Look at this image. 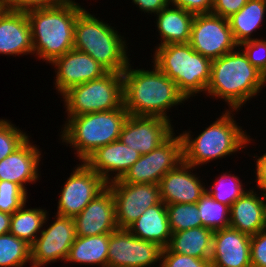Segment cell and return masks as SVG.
<instances>
[{
	"label": "cell",
	"mask_w": 266,
	"mask_h": 267,
	"mask_svg": "<svg viewBox=\"0 0 266 267\" xmlns=\"http://www.w3.org/2000/svg\"><path fill=\"white\" fill-rule=\"evenodd\" d=\"M221 176L215 179V183L206 187V191L218 202L231 207V205L240 198L248 189L240 178L229 171L222 172ZM232 174V175H231ZM246 189V190H245Z\"/></svg>",
	"instance_id": "obj_32"
},
{
	"label": "cell",
	"mask_w": 266,
	"mask_h": 267,
	"mask_svg": "<svg viewBox=\"0 0 266 267\" xmlns=\"http://www.w3.org/2000/svg\"><path fill=\"white\" fill-rule=\"evenodd\" d=\"M76 236L111 234L118 229L114 196L107 186L74 218Z\"/></svg>",
	"instance_id": "obj_18"
},
{
	"label": "cell",
	"mask_w": 266,
	"mask_h": 267,
	"mask_svg": "<svg viewBox=\"0 0 266 267\" xmlns=\"http://www.w3.org/2000/svg\"><path fill=\"white\" fill-rule=\"evenodd\" d=\"M154 16H156L155 27L161 37L159 38L161 42L156 47L189 43L194 14L180 7L168 5Z\"/></svg>",
	"instance_id": "obj_25"
},
{
	"label": "cell",
	"mask_w": 266,
	"mask_h": 267,
	"mask_svg": "<svg viewBox=\"0 0 266 267\" xmlns=\"http://www.w3.org/2000/svg\"><path fill=\"white\" fill-rule=\"evenodd\" d=\"M194 169L198 168L182 161L161 178L158 184L160 198L166 205L193 204L199 201L206 191V185L201 181L203 178H200V175L198 177L196 173H193Z\"/></svg>",
	"instance_id": "obj_17"
},
{
	"label": "cell",
	"mask_w": 266,
	"mask_h": 267,
	"mask_svg": "<svg viewBox=\"0 0 266 267\" xmlns=\"http://www.w3.org/2000/svg\"><path fill=\"white\" fill-rule=\"evenodd\" d=\"M10 121L0 119V161L12 154L30 137Z\"/></svg>",
	"instance_id": "obj_34"
},
{
	"label": "cell",
	"mask_w": 266,
	"mask_h": 267,
	"mask_svg": "<svg viewBox=\"0 0 266 267\" xmlns=\"http://www.w3.org/2000/svg\"><path fill=\"white\" fill-rule=\"evenodd\" d=\"M169 5L185 9L194 15L211 13L213 0H169Z\"/></svg>",
	"instance_id": "obj_41"
},
{
	"label": "cell",
	"mask_w": 266,
	"mask_h": 267,
	"mask_svg": "<svg viewBox=\"0 0 266 267\" xmlns=\"http://www.w3.org/2000/svg\"><path fill=\"white\" fill-rule=\"evenodd\" d=\"M127 229L137 238L154 242L164 249L172 236L166 204L161 200L149 207Z\"/></svg>",
	"instance_id": "obj_24"
},
{
	"label": "cell",
	"mask_w": 266,
	"mask_h": 267,
	"mask_svg": "<svg viewBox=\"0 0 266 267\" xmlns=\"http://www.w3.org/2000/svg\"><path fill=\"white\" fill-rule=\"evenodd\" d=\"M152 63L173 80L188 101L205 94L210 81L211 60L196 52L189 43L155 47Z\"/></svg>",
	"instance_id": "obj_7"
},
{
	"label": "cell",
	"mask_w": 266,
	"mask_h": 267,
	"mask_svg": "<svg viewBox=\"0 0 266 267\" xmlns=\"http://www.w3.org/2000/svg\"><path fill=\"white\" fill-rule=\"evenodd\" d=\"M31 263L30 245L10 232L0 235V267H24Z\"/></svg>",
	"instance_id": "obj_31"
},
{
	"label": "cell",
	"mask_w": 266,
	"mask_h": 267,
	"mask_svg": "<svg viewBox=\"0 0 266 267\" xmlns=\"http://www.w3.org/2000/svg\"><path fill=\"white\" fill-rule=\"evenodd\" d=\"M5 9L27 12L32 9L53 7L63 0H1Z\"/></svg>",
	"instance_id": "obj_39"
},
{
	"label": "cell",
	"mask_w": 266,
	"mask_h": 267,
	"mask_svg": "<svg viewBox=\"0 0 266 267\" xmlns=\"http://www.w3.org/2000/svg\"><path fill=\"white\" fill-rule=\"evenodd\" d=\"M213 234V230L202 226L174 232L167 248L178 254H186L198 259H210Z\"/></svg>",
	"instance_id": "obj_26"
},
{
	"label": "cell",
	"mask_w": 266,
	"mask_h": 267,
	"mask_svg": "<svg viewBox=\"0 0 266 267\" xmlns=\"http://www.w3.org/2000/svg\"><path fill=\"white\" fill-rule=\"evenodd\" d=\"M109 234L76 236L65 262L107 267Z\"/></svg>",
	"instance_id": "obj_27"
},
{
	"label": "cell",
	"mask_w": 266,
	"mask_h": 267,
	"mask_svg": "<svg viewBox=\"0 0 266 267\" xmlns=\"http://www.w3.org/2000/svg\"><path fill=\"white\" fill-rule=\"evenodd\" d=\"M266 86V77L248 60L238 46L235 50L212 60L206 95L223 99L228 110H240ZM242 106V107H241Z\"/></svg>",
	"instance_id": "obj_2"
},
{
	"label": "cell",
	"mask_w": 266,
	"mask_h": 267,
	"mask_svg": "<svg viewBox=\"0 0 266 267\" xmlns=\"http://www.w3.org/2000/svg\"><path fill=\"white\" fill-rule=\"evenodd\" d=\"M80 163L75 166L60 189L55 214L74 218L108 185L84 162Z\"/></svg>",
	"instance_id": "obj_11"
},
{
	"label": "cell",
	"mask_w": 266,
	"mask_h": 267,
	"mask_svg": "<svg viewBox=\"0 0 266 267\" xmlns=\"http://www.w3.org/2000/svg\"><path fill=\"white\" fill-rule=\"evenodd\" d=\"M131 65L129 63L122 73L125 110L133 116L160 117L172 121L170 114L167 115L169 110L186 101L176 83L154 63L151 70L134 69Z\"/></svg>",
	"instance_id": "obj_1"
},
{
	"label": "cell",
	"mask_w": 266,
	"mask_h": 267,
	"mask_svg": "<svg viewBox=\"0 0 266 267\" xmlns=\"http://www.w3.org/2000/svg\"><path fill=\"white\" fill-rule=\"evenodd\" d=\"M210 259H198L186 254L171 252L167 247L162 250L160 267H210Z\"/></svg>",
	"instance_id": "obj_37"
},
{
	"label": "cell",
	"mask_w": 266,
	"mask_h": 267,
	"mask_svg": "<svg viewBox=\"0 0 266 267\" xmlns=\"http://www.w3.org/2000/svg\"><path fill=\"white\" fill-rule=\"evenodd\" d=\"M163 248L134 236L128 229L109 234L107 267H154L161 264ZM159 261V262H158Z\"/></svg>",
	"instance_id": "obj_14"
},
{
	"label": "cell",
	"mask_w": 266,
	"mask_h": 267,
	"mask_svg": "<svg viewBox=\"0 0 266 267\" xmlns=\"http://www.w3.org/2000/svg\"><path fill=\"white\" fill-rule=\"evenodd\" d=\"M0 54L33 55L31 27L26 12L4 9L0 13Z\"/></svg>",
	"instance_id": "obj_22"
},
{
	"label": "cell",
	"mask_w": 266,
	"mask_h": 267,
	"mask_svg": "<svg viewBox=\"0 0 266 267\" xmlns=\"http://www.w3.org/2000/svg\"><path fill=\"white\" fill-rule=\"evenodd\" d=\"M26 205L11 215L10 233L31 246L42 231L48 211L41 207L27 208Z\"/></svg>",
	"instance_id": "obj_29"
},
{
	"label": "cell",
	"mask_w": 266,
	"mask_h": 267,
	"mask_svg": "<svg viewBox=\"0 0 266 267\" xmlns=\"http://www.w3.org/2000/svg\"><path fill=\"white\" fill-rule=\"evenodd\" d=\"M115 29L84 9L75 21L74 48L90 55L108 72L123 73L131 61L129 48Z\"/></svg>",
	"instance_id": "obj_5"
},
{
	"label": "cell",
	"mask_w": 266,
	"mask_h": 267,
	"mask_svg": "<svg viewBox=\"0 0 266 267\" xmlns=\"http://www.w3.org/2000/svg\"><path fill=\"white\" fill-rule=\"evenodd\" d=\"M189 44L211 61L239 46L234 40L228 19L212 13L194 16Z\"/></svg>",
	"instance_id": "obj_10"
},
{
	"label": "cell",
	"mask_w": 266,
	"mask_h": 267,
	"mask_svg": "<svg viewBox=\"0 0 266 267\" xmlns=\"http://www.w3.org/2000/svg\"><path fill=\"white\" fill-rule=\"evenodd\" d=\"M257 157V158H256ZM255 167L256 172L255 173V182L257 183V189L263 193L266 194V153L261 155L260 157L254 154Z\"/></svg>",
	"instance_id": "obj_42"
},
{
	"label": "cell",
	"mask_w": 266,
	"mask_h": 267,
	"mask_svg": "<svg viewBox=\"0 0 266 267\" xmlns=\"http://www.w3.org/2000/svg\"><path fill=\"white\" fill-rule=\"evenodd\" d=\"M61 96L66 120L72 116L120 108L123 105L122 73L107 72L97 79L69 88Z\"/></svg>",
	"instance_id": "obj_8"
},
{
	"label": "cell",
	"mask_w": 266,
	"mask_h": 267,
	"mask_svg": "<svg viewBox=\"0 0 266 267\" xmlns=\"http://www.w3.org/2000/svg\"><path fill=\"white\" fill-rule=\"evenodd\" d=\"M28 193L17 183L0 180V211L12 215L27 203Z\"/></svg>",
	"instance_id": "obj_35"
},
{
	"label": "cell",
	"mask_w": 266,
	"mask_h": 267,
	"mask_svg": "<svg viewBox=\"0 0 266 267\" xmlns=\"http://www.w3.org/2000/svg\"><path fill=\"white\" fill-rule=\"evenodd\" d=\"M173 132L151 152L141 155L121 180L125 183L159 184L161 178L183 161V140Z\"/></svg>",
	"instance_id": "obj_9"
},
{
	"label": "cell",
	"mask_w": 266,
	"mask_h": 267,
	"mask_svg": "<svg viewBox=\"0 0 266 267\" xmlns=\"http://www.w3.org/2000/svg\"><path fill=\"white\" fill-rule=\"evenodd\" d=\"M140 11L149 14H157L169 5V0H132Z\"/></svg>",
	"instance_id": "obj_43"
},
{
	"label": "cell",
	"mask_w": 266,
	"mask_h": 267,
	"mask_svg": "<svg viewBox=\"0 0 266 267\" xmlns=\"http://www.w3.org/2000/svg\"><path fill=\"white\" fill-rule=\"evenodd\" d=\"M49 212L43 229L30 246L31 263L43 266L57 261H66L70 247L76 238L75 222L71 217L56 214L55 221L47 225ZM47 225V226H45Z\"/></svg>",
	"instance_id": "obj_13"
},
{
	"label": "cell",
	"mask_w": 266,
	"mask_h": 267,
	"mask_svg": "<svg viewBox=\"0 0 266 267\" xmlns=\"http://www.w3.org/2000/svg\"><path fill=\"white\" fill-rule=\"evenodd\" d=\"M129 116L122 105L110 111L86 113L69 117L59 135L62 143L69 145L83 162L97 148L119 140L121 129Z\"/></svg>",
	"instance_id": "obj_6"
},
{
	"label": "cell",
	"mask_w": 266,
	"mask_h": 267,
	"mask_svg": "<svg viewBox=\"0 0 266 267\" xmlns=\"http://www.w3.org/2000/svg\"><path fill=\"white\" fill-rule=\"evenodd\" d=\"M266 0H248L245 6L228 18L235 42L252 40L253 33L265 23Z\"/></svg>",
	"instance_id": "obj_28"
},
{
	"label": "cell",
	"mask_w": 266,
	"mask_h": 267,
	"mask_svg": "<svg viewBox=\"0 0 266 267\" xmlns=\"http://www.w3.org/2000/svg\"><path fill=\"white\" fill-rule=\"evenodd\" d=\"M171 124V121L160 117L129 115L123 124L119 140L145 155L174 132V125Z\"/></svg>",
	"instance_id": "obj_15"
},
{
	"label": "cell",
	"mask_w": 266,
	"mask_h": 267,
	"mask_svg": "<svg viewBox=\"0 0 266 267\" xmlns=\"http://www.w3.org/2000/svg\"><path fill=\"white\" fill-rule=\"evenodd\" d=\"M11 215L0 211V235L10 232Z\"/></svg>",
	"instance_id": "obj_44"
},
{
	"label": "cell",
	"mask_w": 266,
	"mask_h": 267,
	"mask_svg": "<svg viewBox=\"0 0 266 267\" xmlns=\"http://www.w3.org/2000/svg\"><path fill=\"white\" fill-rule=\"evenodd\" d=\"M75 0L26 12L28 17L33 55L49 65L74 48V30L77 16L85 9Z\"/></svg>",
	"instance_id": "obj_3"
},
{
	"label": "cell",
	"mask_w": 266,
	"mask_h": 267,
	"mask_svg": "<svg viewBox=\"0 0 266 267\" xmlns=\"http://www.w3.org/2000/svg\"><path fill=\"white\" fill-rule=\"evenodd\" d=\"M239 47L249 62L266 77V39L255 38L242 42Z\"/></svg>",
	"instance_id": "obj_36"
},
{
	"label": "cell",
	"mask_w": 266,
	"mask_h": 267,
	"mask_svg": "<svg viewBox=\"0 0 266 267\" xmlns=\"http://www.w3.org/2000/svg\"><path fill=\"white\" fill-rule=\"evenodd\" d=\"M265 197V216H266V194H264ZM265 227H266V217H265Z\"/></svg>",
	"instance_id": "obj_46"
},
{
	"label": "cell",
	"mask_w": 266,
	"mask_h": 267,
	"mask_svg": "<svg viewBox=\"0 0 266 267\" xmlns=\"http://www.w3.org/2000/svg\"><path fill=\"white\" fill-rule=\"evenodd\" d=\"M248 0H213L212 14L228 19L239 12Z\"/></svg>",
	"instance_id": "obj_40"
},
{
	"label": "cell",
	"mask_w": 266,
	"mask_h": 267,
	"mask_svg": "<svg viewBox=\"0 0 266 267\" xmlns=\"http://www.w3.org/2000/svg\"><path fill=\"white\" fill-rule=\"evenodd\" d=\"M251 267H266V227L251 236Z\"/></svg>",
	"instance_id": "obj_38"
},
{
	"label": "cell",
	"mask_w": 266,
	"mask_h": 267,
	"mask_svg": "<svg viewBox=\"0 0 266 267\" xmlns=\"http://www.w3.org/2000/svg\"><path fill=\"white\" fill-rule=\"evenodd\" d=\"M265 217L264 194L251 187L231 205L229 226L253 236L265 228Z\"/></svg>",
	"instance_id": "obj_23"
},
{
	"label": "cell",
	"mask_w": 266,
	"mask_h": 267,
	"mask_svg": "<svg viewBox=\"0 0 266 267\" xmlns=\"http://www.w3.org/2000/svg\"><path fill=\"white\" fill-rule=\"evenodd\" d=\"M5 9L2 1L0 0V13Z\"/></svg>",
	"instance_id": "obj_45"
},
{
	"label": "cell",
	"mask_w": 266,
	"mask_h": 267,
	"mask_svg": "<svg viewBox=\"0 0 266 267\" xmlns=\"http://www.w3.org/2000/svg\"><path fill=\"white\" fill-rule=\"evenodd\" d=\"M107 186L114 196L118 229H127L145 210L161 201L158 184L125 183L118 179Z\"/></svg>",
	"instance_id": "obj_12"
},
{
	"label": "cell",
	"mask_w": 266,
	"mask_h": 267,
	"mask_svg": "<svg viewBox=\"0 0 266 267\" xmlns=\"http://www.w3.org/2000/svg\"><path fill=\"white\" fill-rule=\"evenodd\" d=\"M251 236L232 227L216 230L213 234L212 267H251Z\"/></svg>",
	"instance_id": "obj_20"
},
{
	"label": "cell",
	"mask_w": 266,
	"mask_h": 267,
	"mask_svg": "<svg viewBox=\"0 0 266 267\" xmlns=\"http://www.w3.org/2000/svg\"><path fill=\"white\" fill-rule=\"evenodd\" d=\"M166 210L172 233L202 226L196 203L167 204Z\"/></svg>",
	"instance_id": "obj_33"
},
{
	"label": "cell",
	"mask_w": 266,
	"mask_h": 267,
	"mask_svg": "<svg viewBox=\"0 0 266 267\" xmlns=\"http://www.w3.org/2000/svg\"><path fill=\"white\" fill-rule=\"evenodd\" d=\"M31 267H42V266H39V265H36V264H33V263H30Z\"/></svg>",
	"instance_id": "obj_47"
},
{
	"label": "cell",
	"mask_w": 266,
	"mask_h": 267,
	"mask_svg": "<svg viewBox=\"0 0 266 267\" xmlns=\"http://www.w3.org/2000/svg\"><path fill=\"white\" fill-rule=\"evenodd\" d=\"M202 227L213 231L229 227L230 207L216 201L207 191L196 203Z\"/></svg>",
	"instance_id": "obj_30"
},
{
	"label": "cell",
	"mask_w": 266,
	"mask_h": 267,
	"mask_svg": "<svg viewBox=\"0 0 266 267\" xmlns=\"http://www.w3.org/2000/svg\"><path fill=\"white\" fill-rule=\"evenodd\" d=\"M140 156L137 150L116 140L97 148L83 162L110 183L121 179Z\"/></svg>",
	"instance_id": "obj_19"
},
{
	"label": "cell",
	"mask_w": 266,
	"mask_h": 267,
	"mask_svg": "<svg viewBox=\"0 0 266 267\" xmlns=\"http://www.w3.org/2000/svg\"><path fill=\"white\" fill-rule=\"evenodd\" d=\"M41 155V149L36 144L33 145L29 137L12 154L0 161V180L17 183L27 192L25 186L40 179Z\"/></svg>",
	"instance_id": "obj_21"
},
{
	"label": "cell",
	"mask_w": 266,
	"mask_h": 267,
	"mask_svg": "<svg viewBox=\"0 0 266 267\" xmlns=\"http://www.w3.org/2000/svg\"><path fill=\"white\" fill-rule=\"evenodd\" d=\"M237 110H226L222 112L217 120L194 138L191 131L181 133L183 140V161L194 167L201 168L202 165L213 160H219L242 151L253 139L242 130L234 119ZM193 138V139H192Z\"/></svg>",
	"instance_id": "obj_4"
},
{
	"label": "cell",
	"mask_w": 266,
	"mask_h": 267,
	"mask_svg": "<svg viewBox=\"0 0 266 267\" xmlns=\"http://www.w3.org/2000/svg\"><path fill=\"white\" fill-rule=\"evenodd\" d=\"M51 65L56 74L54 87L60 96L69 88L97 79L108 72L90 55L75 48L56 58Z\"/></svg>",
	"instance_id": "obj_16"
}]
</instances>
